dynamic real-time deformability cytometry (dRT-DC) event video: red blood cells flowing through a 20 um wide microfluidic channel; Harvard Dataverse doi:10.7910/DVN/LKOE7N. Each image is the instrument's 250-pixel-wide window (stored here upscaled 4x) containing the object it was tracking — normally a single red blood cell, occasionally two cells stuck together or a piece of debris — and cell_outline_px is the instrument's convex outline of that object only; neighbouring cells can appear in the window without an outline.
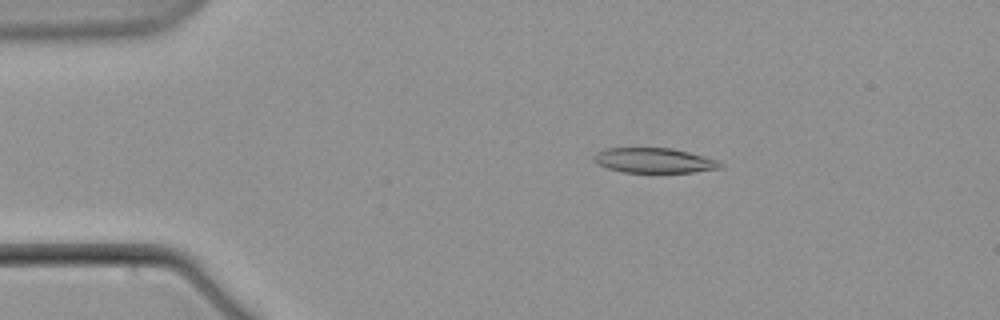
{"species": "common noctule bat (a hibernating species)", "species_latin": "Nyctalus noctula", "temperature_condition": "warm", "stored_images_in_passage": 9, "camera_frame_rate_fps": 3000, "um_per_image_px": 0.085, "animal": {"sex": "male", "body_mass_g": 21.5, "forearm_length_mm": 52.0}, "frame": {"image": 1, "passage_image": 3, "time_ms": 3.0, "image_size_px": [1000, 320], "cell_outline_px": [[724, 164], [720, 168], [692, 172], [624, 172], [608, 168], [596, 164], [592, 160], [592, 156], [596, 152], [608, 148], [672, 148], [688, 152], [716, 160]], "centroid_in_image_um": [55.54, 13.63], "position_along_channel_um": 29.5, "area_um2": 18.26}}
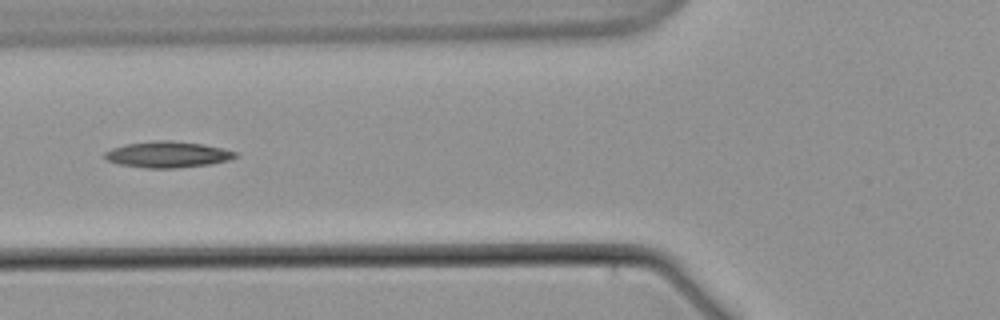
{"frame": {"image": 2, "passage_image": 6, "time_ms": 7.667, "image_size_px": [1000, 320], "cell_outline_px": [[240, 156], [228, 160], [212, 164], [176, 168], [144, 168], [120, 164], [104, 160], [104, 152], [112, 148], [124, 144], [152, 140], [172, 140], [204, 144], [240, 152]], "centroid_in_image_um": [14.27, 13.12], "position_along_channel_um": 111.5, "area_um2": 20.35}}
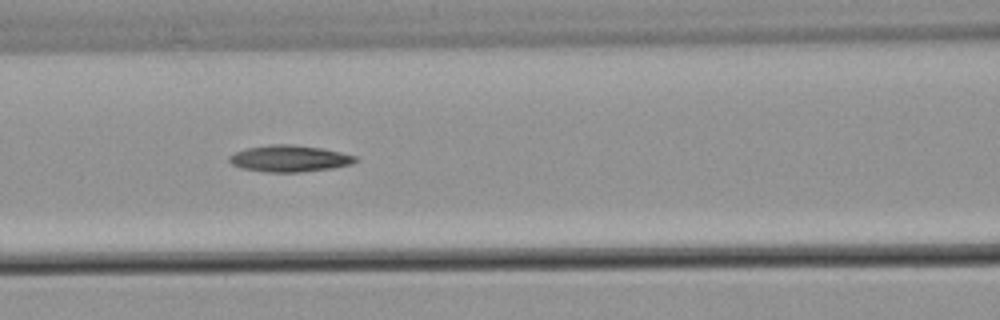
{"frame": {"image": 3, "passage_image": 7, "time_ms": 8.667, "image_size_px": [1000, 320], "cell_outline_px": [[356, 160], [352, 164], [332, 168], [300, 172], [268, 172], [244, 168], [232, 164], [228, 160], [228, 156], [236, 152], [248, 148], [272, 144], [292, 144], [320, 148], [340, 152], [356, 156]], "centroid_in_image_um": [24.6, 13.47], "position_along_channel_um": 142.0, "area_um2": 19.25}}